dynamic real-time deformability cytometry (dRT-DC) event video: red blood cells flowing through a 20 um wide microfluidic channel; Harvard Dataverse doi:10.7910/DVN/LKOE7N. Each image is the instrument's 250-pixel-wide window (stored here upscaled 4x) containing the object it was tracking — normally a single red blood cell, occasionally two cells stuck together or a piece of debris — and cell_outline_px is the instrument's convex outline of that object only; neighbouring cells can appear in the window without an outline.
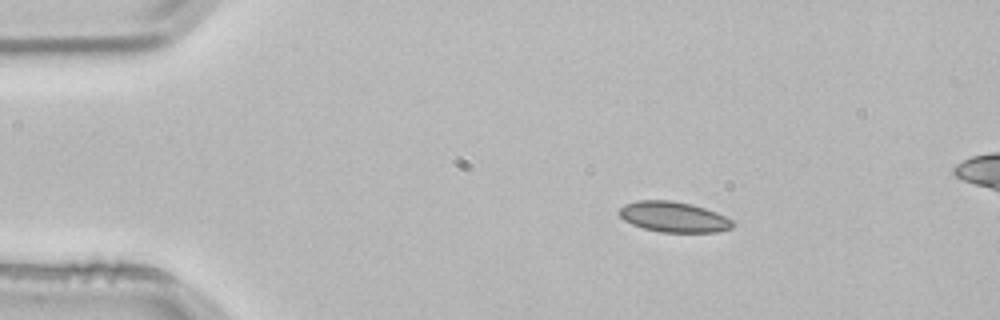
{"species": "common noctule bat (a hibernating species)", "species_latin": "Nyctalus noctula", "temperature_condition": "room temperature", "stored_images_in_passage": 3, "segment_of_instrument_passage": [1, 2], "camera_frame_rate_fps": 3000, "um_per_image_px": 0.085, "animal": {"sex": "male", "body_mass_g": 21.5, "forearm_length_mm": 52.0}, "frame": {"image": 1, "passage_image": 1, "time_ms": 0.0, "image_size_px": [1000, 320], "cell_outline_px": [[732, 228], [716, 232], [660, 232], [644, 228], [632, 224], [624, 220], [616, 212], [624, 204], [636, 200], [672, 200], [692, 204], [716, 212], [732, 220]], "centroid_in_image_um": [57.21, 18.43], "position_along_channel_um": 27.8, "area_um2": 20.17}}